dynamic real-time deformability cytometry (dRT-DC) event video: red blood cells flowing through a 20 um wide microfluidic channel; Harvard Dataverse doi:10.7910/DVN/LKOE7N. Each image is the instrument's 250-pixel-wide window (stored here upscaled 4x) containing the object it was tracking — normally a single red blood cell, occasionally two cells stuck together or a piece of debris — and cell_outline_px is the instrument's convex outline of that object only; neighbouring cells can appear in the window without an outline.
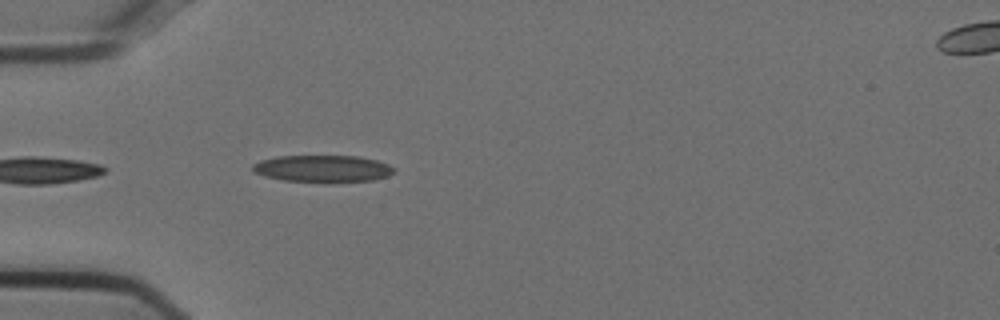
{"species": "Egyptian fruit bat (a non-hibernating species)", "species_latin": "Rousettus aegyptiacus", "temperature_condition": "cold", "stored_images_in_passage": 17, "camera_frame_rate_fps": 3000, "um_per_image_px": 0.085, "animal": {"sex": "female"}, "frame": {"image": 1, "passage_image": 1, "time_ms": 0.0, "image_size_px": [1000, 320], "cell_outline_px": [[396, 172], [388, 176], [372, 180], [284, 180], [264, 176], [252, 172], [252, 164], [260, 160], [276, 156], [360, 156], [376, 160], [388, 164], [396, 168]], "centroid_in_image_um": [27.42, 14.29], "position_along_channel_um": 57.6, "area_um2": 21.68}}
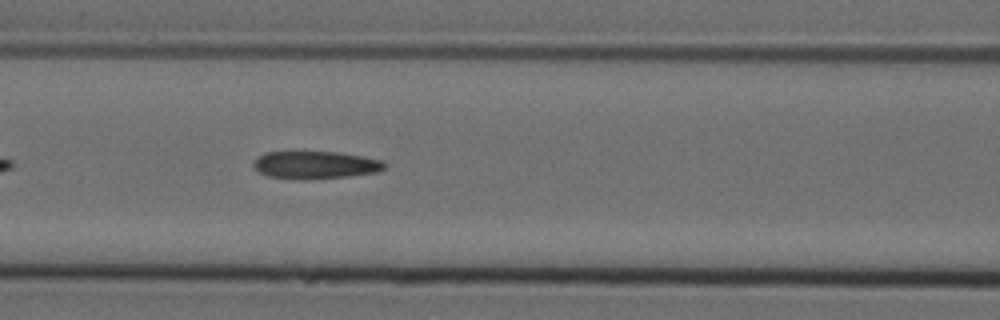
{"frame": {"image": 2, "passage_image": 8, "time_ms": 2.333, "image_size_px": [1000, 320], "cell_outline_px": [[388, 164], [384, 168], [376, 172], [348, 176], [304, 180], [268, 176], [260, 172], [252, 164], [264, 152], [336, 152], [364, 156], [384, 160]], "centroid_in_image_um": [26.85, 14.02], "position_along_channel_um": 139.7, "area_um2": 21.04}}
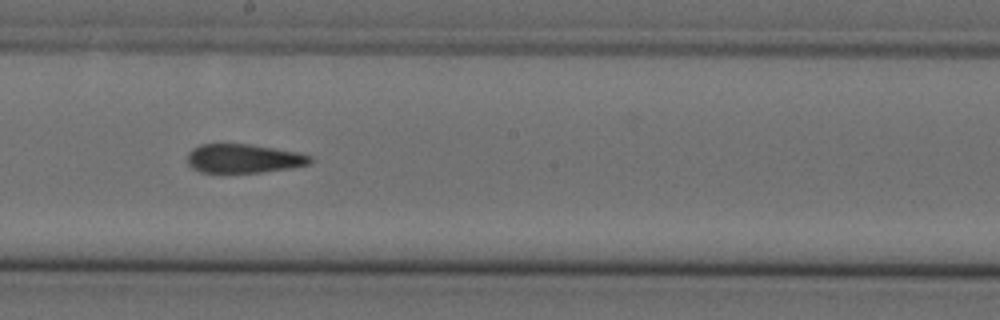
{"frame": {"image": 3, "passage_image": 15, "time_ms": 4.667, "image_size_px": [1000, 320], "cell_outline_px": [[312, 160], [308, 164], [288, 168], [260, 172], [220, 176], [200, 172], [192, 168], [188, 164], [188, 152], [192, 148], [200, 144], [248, 144], [296, 152], [312, 156]], "centroid_in_image_um": [20.6, 13.52], "position_along_channel_um": 227.6, "area_um2": 21.27}}